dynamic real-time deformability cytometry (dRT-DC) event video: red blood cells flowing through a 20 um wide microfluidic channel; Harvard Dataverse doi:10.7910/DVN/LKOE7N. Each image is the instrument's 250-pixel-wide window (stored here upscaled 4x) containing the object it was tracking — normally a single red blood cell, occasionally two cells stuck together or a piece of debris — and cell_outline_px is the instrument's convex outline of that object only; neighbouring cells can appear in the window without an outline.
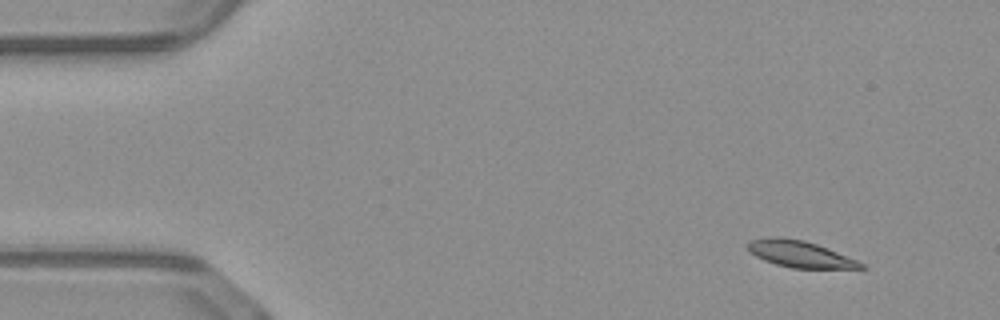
{"species": "common noctule bat (a hibernating species)", "species_latin": "Nyctalus noctula", "temperature_condition": "warm", "stored_images_in_passage": 7, "camera_frame_rate_fps": 3000, "um_per_image_px": 0.085, "animal": {"sex": "male", "body_mass_g": 23.1, "forearm_length_mm": 52.7}, "frame": {"image": 1, "passage_image": 1, "time_ms": 0.0, "image_size_px": [1000, 320], "cell_outline_px": [[868, 268], [792, 268], [776, 264], [764, 260], [756, 256], [744, 244], [748, 240], [764, 236], [780, 236], [804, 240], [816, 244], [856, 260], [864, 264]], "centroid_in_image_um": [67.91, 21.56], "position_along_channel_um": 17.1, "area_um2": 17.51}}